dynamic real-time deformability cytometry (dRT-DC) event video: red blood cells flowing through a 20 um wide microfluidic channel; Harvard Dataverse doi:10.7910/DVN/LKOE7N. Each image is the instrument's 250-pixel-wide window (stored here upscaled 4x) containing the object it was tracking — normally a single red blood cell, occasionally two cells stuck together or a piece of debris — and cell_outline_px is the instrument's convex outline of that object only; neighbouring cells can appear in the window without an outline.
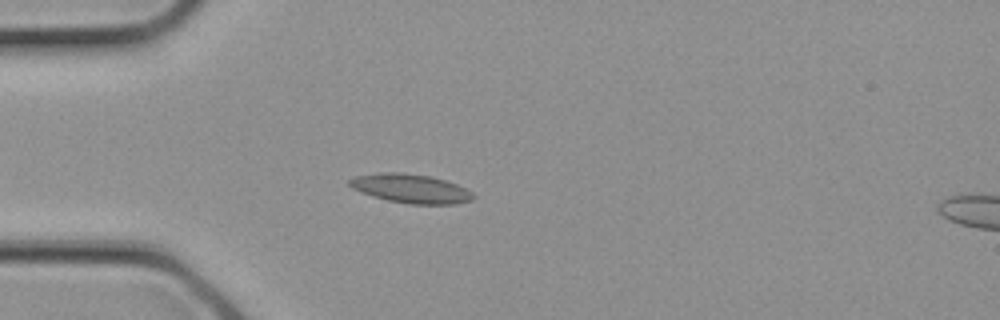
{"species": "common noctule bat (a hibernating species)", "species_latin": "Nyctalus noctula", "temperature_condition": "cold", "stored_images_in_passage": 10, "camera_frame_rate_fps": 3000, "um_per_image_px": 0.085, "animal": {"sex": "female", "body_mass_g": 21.9}, "frame": {"image": 1, "passage_image": 4, "time_ms": 1.0, "image_size_px": [1000, 320], "cell_outline_px": [[476, 196], [472, 200], [456, 204], [408, 204], [388, 200], [372, 196], [352, 188], [348, 184], [348, 180], [356, 176], [380, 172], [400, 172], [432, 176], [456, 184], [472, 192]], "centroid_in_image_um": [34.92, 16.02], "position_along_channel_um": 50.1, "area_um2": 20.92}}
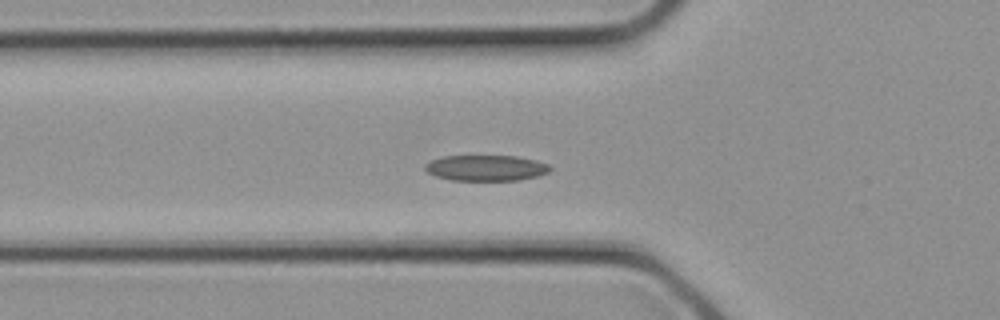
{"frame": {"image": 2, "passage_image": 6, "time_ms": 1.667, "image_size_px": [1000, 320], "cell_outline_px": [[552, 168], [548, 172], [536, 176], [520, 180], [452, 180], [436, 176], [428, 172], [424, 168], [424, 164], [432, 160], [444, 156], [516, 156], [536, 160], [548, 164]], "centroid_in_image_um": [41.31, 14.27], "position_along_channel_um": 84.5, "area_um2": 18.67}}
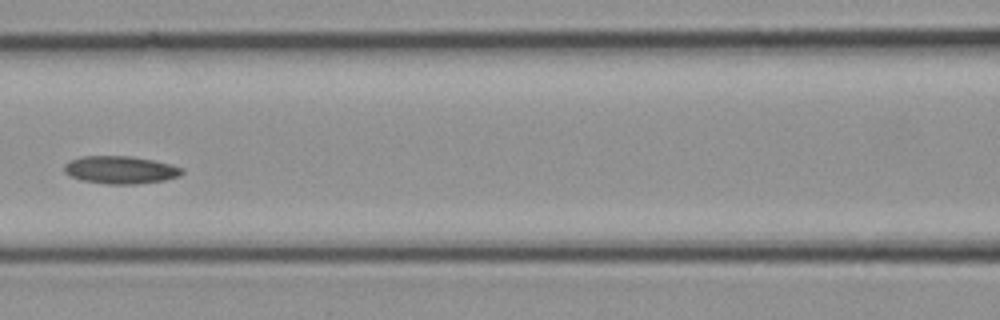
{"frame": {"image": 3, "passage_image": 9, "time_ms": 2.667, "image_size_px": [1000, 320], "cell_outline_px": [[184, 172], [180, 176], [164, 180], [136, 184], [108, 184], [84, 180], [68, 176], [64, 172], [64, 164], [68, 160], [80, 156], [132, 156], [152, 160], [184, 168]], "centroid_in_image_um": [10.21, 14.43], "position_along_channel_um": 156.4, "area_um2": 19.07}}